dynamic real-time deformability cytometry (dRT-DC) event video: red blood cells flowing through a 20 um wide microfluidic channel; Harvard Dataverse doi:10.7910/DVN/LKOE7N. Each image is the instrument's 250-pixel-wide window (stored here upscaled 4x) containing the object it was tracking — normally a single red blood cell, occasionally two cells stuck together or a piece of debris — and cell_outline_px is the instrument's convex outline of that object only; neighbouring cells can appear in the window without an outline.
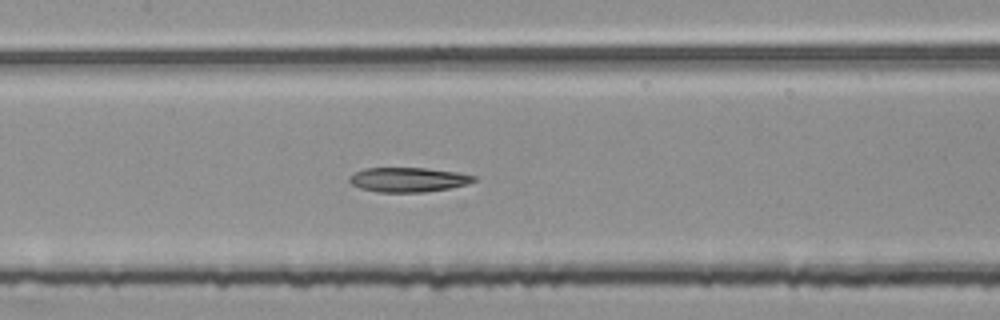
{"species": "common noctule bat (a hibernating species)", "species_latin": "Nyctalus noctula", "temperature_condition": "room temperature", "stored_images_in_passage": 47, "segment_of_instrument_passage": [2, 2], "camera_frame_rate_fps": 3000, "um_per_image_px": 0.085, "animal": {"sex": "female", "body_mass_g": 25.1}, "frame": {"image": 1, "passage_image": 20, "time_ms": 6.333, "image_size_px": [1000, 320], "cell_outline_px": [[476, 180], [468, 184], [448, 188], [424, 192], [376, 192], [360, 188], [352, 184], [348, 180], [348, 176], [364, 168], [424, 168], [456, 172], [476, 176]], "centroid_in_image_um": [34.67, 15.27], "position_along_channel_um": 172.7, "area_um2": 17.74}}
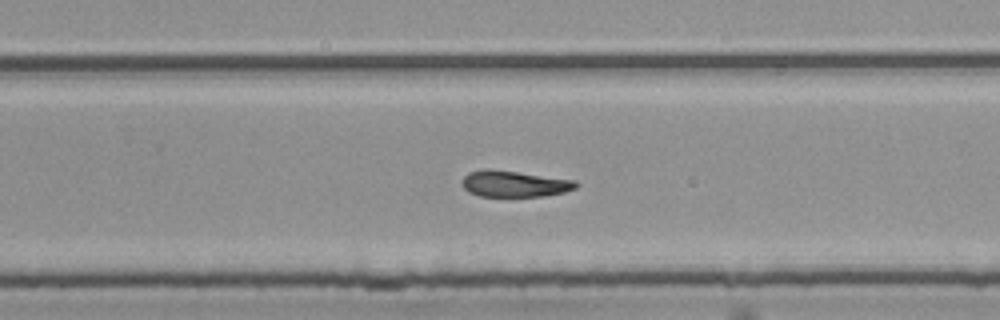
{"frame": {"image": 2, "passage_image": 29, "time_ms": 9.333, "image_size_px": [1000, 320], "cell_outline_px": [[580, 184], [576, 188], [564, 192], [544, 196], [480, 196], [468, 192], [464, 188], [464, 176], [468, 172], [484, 168], [488, 168], [576, 180]], "centroid_in_image_um": [43.74, 15.62], "position_along_channel_um": 286.1, "area_um2": 17.4}}
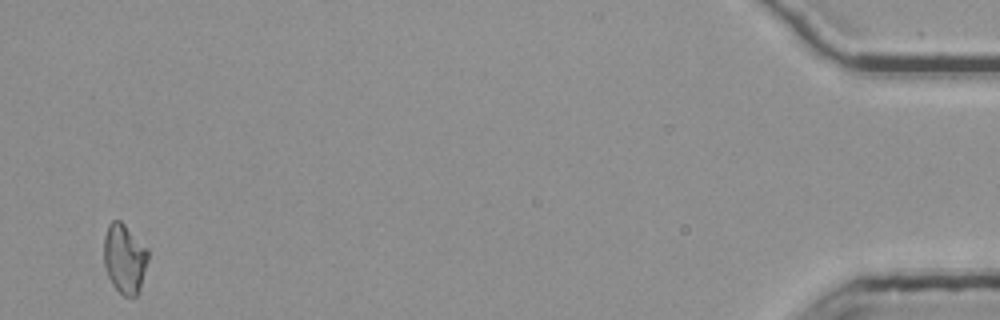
{"frame": {"image": 3, "passage_image": 47, "time_ms": 15.333, "image_size_px": [1000, 320], "cell_outline_px": [[148, 260], [140, 288], [136, 296], [124, 296], [112, 284], [108, 276], [104, 264], [104, 236], [108, 224], [112, 220], [120, 220], [148, 248]], "centroid_in_image_um": [10.58, 21.96], "position_along_channel_um": 424.6, "area_um2": 17.86}}